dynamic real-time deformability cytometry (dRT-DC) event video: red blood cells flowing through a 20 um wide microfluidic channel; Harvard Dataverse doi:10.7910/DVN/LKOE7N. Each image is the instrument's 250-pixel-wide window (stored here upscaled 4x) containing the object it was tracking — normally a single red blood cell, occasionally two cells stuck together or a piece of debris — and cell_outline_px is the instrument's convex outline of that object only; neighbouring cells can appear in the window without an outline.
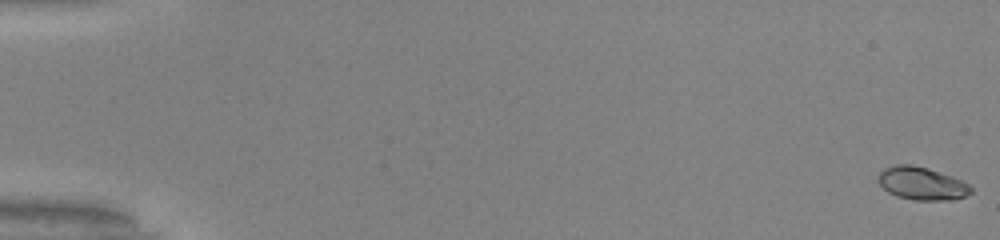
{"species": "common noctule bat (a hibernating species)", "species_latin": "Nyctalus noctula", "temperature_condition": "warm", "stored_images_in_passage": 53, "camera_frame_rate_fps": 3000, "um_per_image_px": 0.085, "animal": {"sex": "male", "body_mass_g": 20.0, "forearm_length_mm": 53.3}, "frame": {"image": 1, "passage_image": 1, "time_ms": 0.0, "image_size_px": [1000, 240], "cell_outline_px": [[972, 192], [964, 196], [952, 200], [912, 200], [896, 196], [888, 192], [876, 180], [876, 176], [884, 168], [896, 164], [912, 164], [928, 168], [952, 176], [968, 184], [972, 188]], "centroid_in_image_um": [78.31, 15.59], "position_along_channel_um": 6.7, "area_um2": 17.92}}
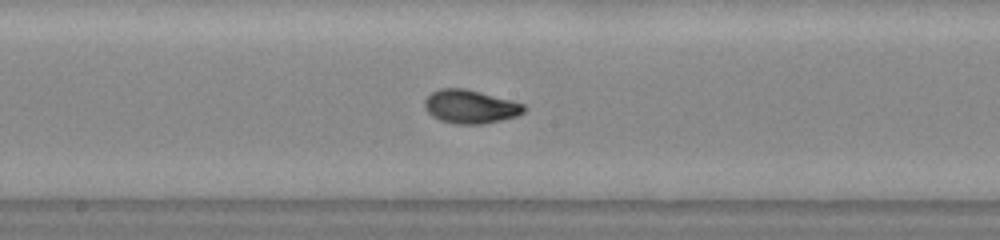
{"frame": {"image": 2, "passage_image": 30, "time_ms": 9.667, "image_size_px": [1000, 240], "cell_outline_px": [[528, 108], [524, 112], [516, 116], [500, 120], [480, 124], [456, 124], [440, 120], [432, 116], [424, 108], [424, 100], [432, 92], [440, 88], [464, 88], [512, 100], [524, 104]], "centroid_in_image_um": [39.98, 9.06], "position_along_channel_um": 208.2, "area_um2": 19.42}}
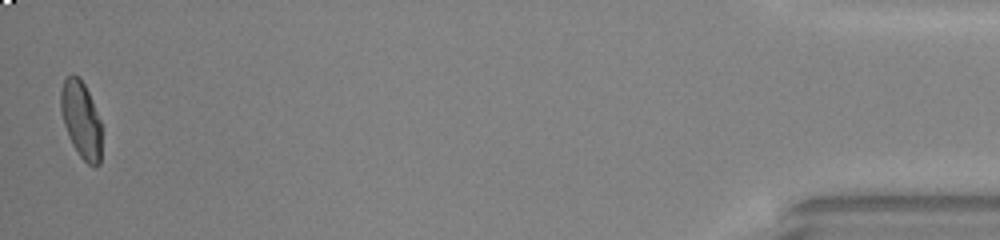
{"frame": {"image": 3, "passage_image": 53, "time_ms": 17.333, "image_size_px": [1000, 240], "cell_outline_px": [[100, 164], [88, 164], [80, 156], [72, 144], [68, 136], [60, 112], [60, 92], [64, 80], [72, 72], [84, 84], [92, 100], [100, 120]], "centroid_in_image_um": [6.86, 10.14], "position_along_channel_um": 428.3, "area_um2": 18.03}, "authors_computed_cell_mechanics": {"area_um2": 18.3804, "velocity_mm_per_s": 3.9816, "shape_relaxation_time_tau1_ms": 3.4918, "shape_relaxation_time_tau2_ms": null, "deformation_change_tau1": 0.162, "deformation_change_tau2": null}}